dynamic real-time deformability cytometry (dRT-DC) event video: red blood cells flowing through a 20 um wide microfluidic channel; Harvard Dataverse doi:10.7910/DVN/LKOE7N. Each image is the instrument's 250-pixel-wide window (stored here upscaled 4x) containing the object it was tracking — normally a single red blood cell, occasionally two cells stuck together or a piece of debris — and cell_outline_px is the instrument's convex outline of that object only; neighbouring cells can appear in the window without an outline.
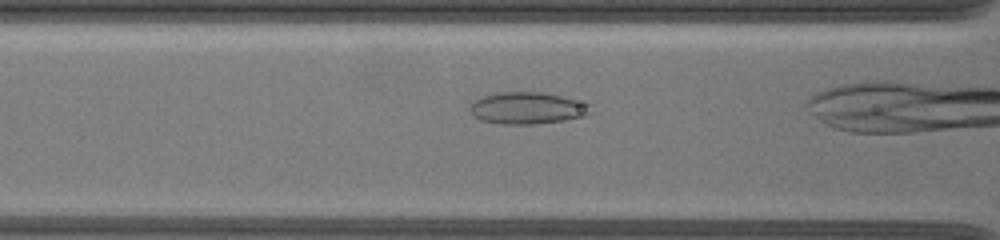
{"species": "common noctule bat (a hibernating species)", "species_latin": "Nyctalus noctula", "temperature_condition": "warm", "stored_images_in_passage": 64, "camera_frame_rate_fps": 3000, "um_per_image_px": 0.085, "animal": {"sex": "female", "body_mass_g": 19.5, "forearm_length_mm": 54.1}, "frame": {"image": 1, "passage_image": 24, "time_ms": 7.0, "image_size_px": [1000, 240], "cell_outline_px": [[580, 116], [560, 120], [532, 124], [500, 124], [480, 120], [472, 112], [472, 104], [476, 100], [484, 96], [500, 92], [544, 92], [560, 96], [572, 100], [580, 104]], "centroid_in_image_um": [44.58, 9.18], "position_along_channel_um": 122.0, "area_um2": 20.75}}
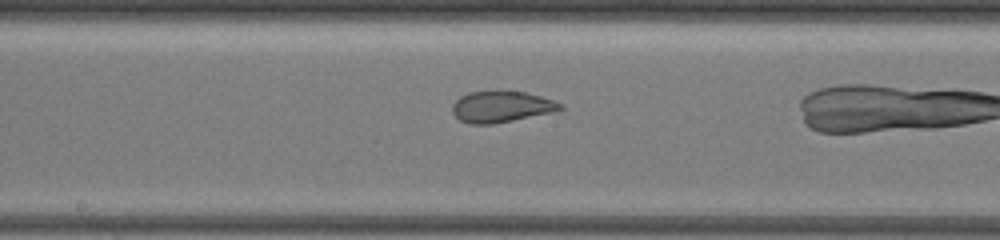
{"frame": {"image": 2, "passage_image": 32, "time_ms": 9.333, "image_size_px": [1000, 240], "cell_outline_px": [[564, 108], [548, 112], [512, 120], [492, 124], [472, 124], [460, 120], [452, 112], [452, 104], [460, 96], [468, 92], [524, 92], [540, 96], [552, 100], [560, 104]], "centroid_in_image_um": [42.53, 9.07], "position_along_channel_um": 205.7, "area_um2": 18.96}}
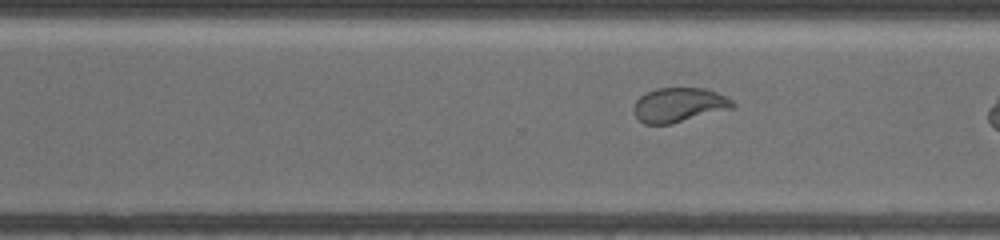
{"frame": {"image": 3, "passage_image": 53, "time_ms": 12.333, "image_size_px": [1000, 240], "cell_outline_px": [[736, 104], [732, 108], [672, 124], [644, 124], [632, 112], [632, 108], [636, 100], [640, 96], [656, 88], [704, 88], [716, 92], [732, 100]], "centroid_in_image_um": [57.68, 8.92], "position_along_channel_um": 312.9, "area_um2": 19.83}}